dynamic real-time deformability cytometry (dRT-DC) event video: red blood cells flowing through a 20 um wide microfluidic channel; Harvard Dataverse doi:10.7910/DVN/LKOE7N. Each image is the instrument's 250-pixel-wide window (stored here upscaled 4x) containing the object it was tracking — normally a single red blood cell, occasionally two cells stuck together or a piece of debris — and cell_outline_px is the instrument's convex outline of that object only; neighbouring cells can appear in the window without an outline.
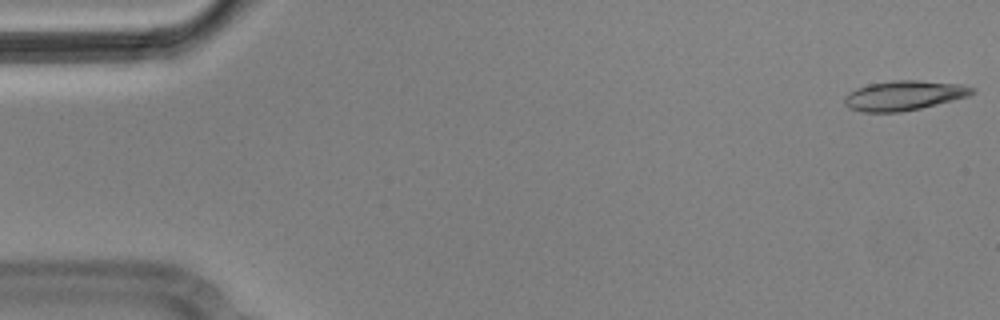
{"species": "Egyptian fruit bat (a non-hibernating species)", "species_latin": "Rousettus aegyptiacus", "temperature_condition": "cold", "stored_images_in_passage": 5, "camera_frame_rate_fps": 3000, "um_per_image_px": 0.085, "animal": {"sex": "male"}, "frame": {"image": 1, "passage_image": 1, "time_ms": 0.0, "image_size_px": [1000, 320], "cell_outline_px": [[976, 92], [968, 96], [920, 108], [900, 112], [860, 112], [848, 108], [844, 104], [844, 96], [848, 92], [856, 88], [868, 84], [892, 80], [916, 80], [960, 84], [976, 88]], "centroid_in_image_um": [76.79, 8.11], "position_along_channel_um": 8.2, "area_um2": 22.2}}
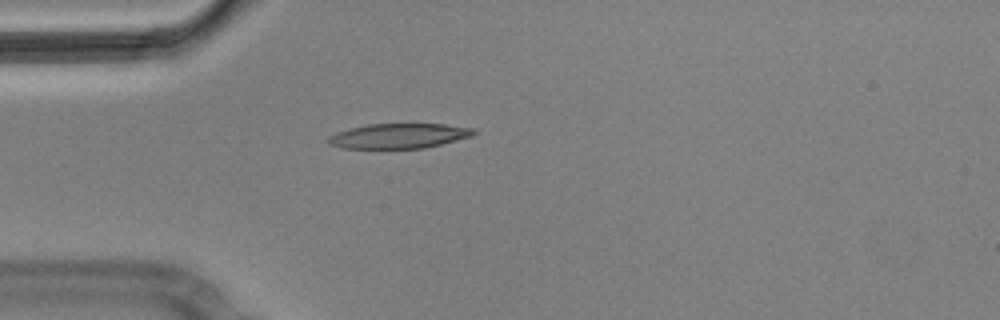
{"frame": {"image": 2, "passage_image": 5, "time_ms": 1.333, "image_size_px": [1000, 320], "cell_outline_px": [[476, 132], [472, 136], [424, 148], [344, 148], [328, 144], [328, 136], [336, 132], [348, 128], [368, 124], [412, 120], [444, 124], [472, 128]], "centroid_in_image_um": [33.9, 11.49], "position_along_channel_um": 51.1, "area_um2": 22.08}}